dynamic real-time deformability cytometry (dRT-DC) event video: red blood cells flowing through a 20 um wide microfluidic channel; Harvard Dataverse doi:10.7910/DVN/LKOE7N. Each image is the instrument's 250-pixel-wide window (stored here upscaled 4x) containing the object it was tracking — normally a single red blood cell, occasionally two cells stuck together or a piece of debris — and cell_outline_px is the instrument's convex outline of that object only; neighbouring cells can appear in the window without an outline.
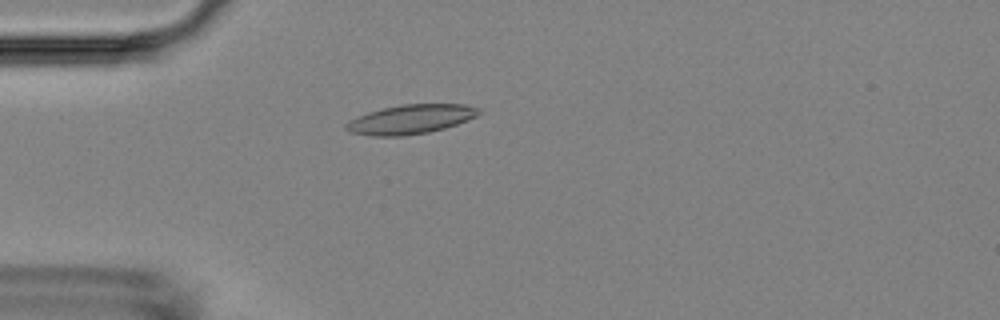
{"species": "Egyptian fruit bat (a non-hibernating species)", "species_latin": "Rousettus aegyptiacus", "temperature_condition": "room temperature", "stored_images_in_passage": 53, "camera_frame_rate_fps": 3000, "um_per_image_px": 0.085, "animal": {"sex": "female"}, "frame": {"image": 1, "passage_image": 13, "time_ms": 4.0, "image_size_px": [1000, 320], "cell_outline_px": [[480, 112], [476, 116], [468, 120], [444, 128], [428, 132], [404, 136], [372, 136], [348, 132], [344, 128], [344, 124], [348, 120], [368, 112], [400, 104], [464, 104], [480, 108]], "centroid_in_image_um": [34.86, 10.14], "position_along_channel_um": 50.1, "area_um2": 22.72}}
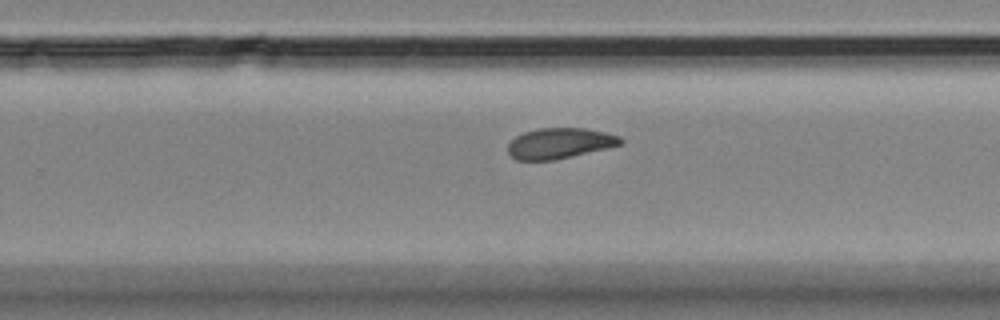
{"frame": {"image": 2, "passage_image": 33, "time_ms": 10.667, "image_size_px": [1000, 320], "cell_outline_px": [[624, 144], [608, 148], [552, 160], [516, 160], [508, 152], [508, 144], [516, 136], [524, 132], [540, 128], [584, 128], [604, 132], [620, 136], [624, 140]], "centroid_in_image_um": [47.6, 12.17], "position_along_channel_um": 282.2, "area_um2": 20.0}}
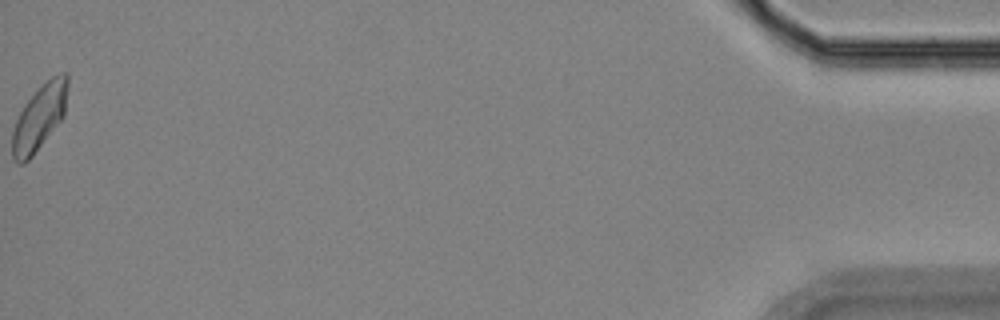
{"frame": {"image": 3, "passage_image": 53, "time_ms": 17.333, "image_size_px": [1000, 320], "cell_outline_px": [[68, 88], [64, 116], [32, 156], [24, 164], [20, 164], [12, 156], [12, 128], [24, 104], [52, 76], [60, 72], [68, 72]], "centroid_in_image_um": [3.36, 9.97], "position_along_channel_um": 431.8, "area_um2": 20.92}, "authors_computed_cell_mechanics": {"area_um2": 20.7502, "velocity_mm_per_s": 3.6589, "shape_relaxation_time_tau1_ms": null, "shape_relaxation_time_tau2_ms": 4.4128, "deformation_change_tau1": null, "deformation_change_tau2": 0.1031}}